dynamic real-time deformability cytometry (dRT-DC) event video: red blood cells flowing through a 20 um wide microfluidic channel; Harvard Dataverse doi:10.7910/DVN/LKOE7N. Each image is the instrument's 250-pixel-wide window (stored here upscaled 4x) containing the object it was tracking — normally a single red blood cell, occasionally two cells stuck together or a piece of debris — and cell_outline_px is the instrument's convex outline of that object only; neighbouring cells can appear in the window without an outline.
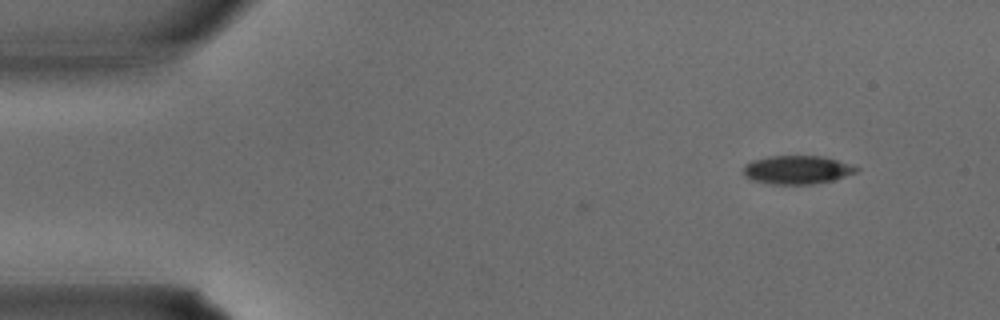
{"species": "common noctule bat (a hibernating species)", "species_latin": "Nyctalus noctula", "temperature_condition": "warm", "stored_images_in_passage": 25, "camera_frame_rate_fps": 3000, "um_per_image_px": 0.085, "animal": {"sex": "male", "body_mass_g": 15.6}, "frame": {"image": 1, "passage_image": 1, "time_ms": 0.0, "image_size_px": [1000, 320], "cell_outline_px": [[860, 168], [856, 172], [832, 180], [812, 184], [772, 184], [752, 180], [744, 176], [744, 164], [752, 160], [768, 156], [824, 156], [852, 164]], "centroid_in_image_um": [67.74, 14.42], "position_along_channel_um": 17.3, "area_um2": 18.79}}
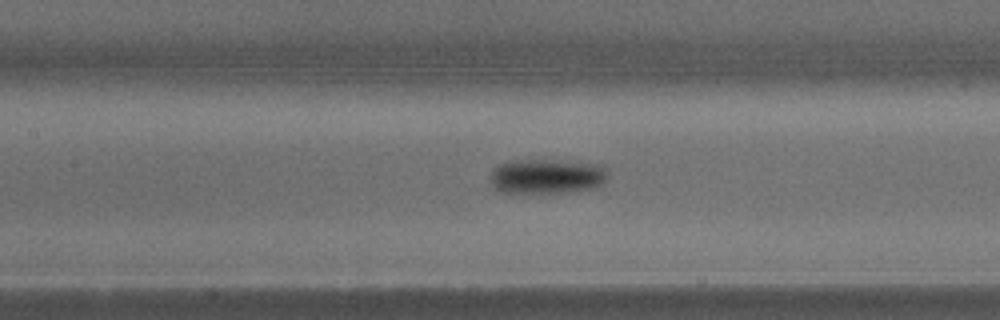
{"frame": {"image": 2, "passage_image": 13, "time_ms": 4.0, "image_size_px": [1000, 320], "cell_outline_px": [[608, 176], [600, 184], [588, 188], [568, 192], [500, 192], [492, 188], [492, 168], [500, 164], [516, 160], [548, 160], [604, 164], [608, 172]], "centroid_in_image_um": [46.48, 14.97], "position_along_channel_um": 160.9, "area_um2": 23.58}}
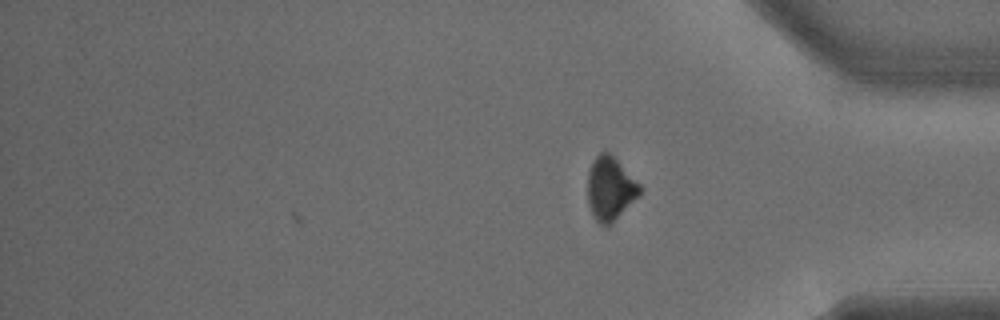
{"frame": {"image": 3, "passage_image": 25, "time_ms": 8.0, "image_size_px": [1000, 320], "cell_outline_px": [[644, 188], [640, 196], [608, 224], [600, 224], [592, 216], [588, 204], [588, 172], [592, 160], [600, 152], [608, 152]], "centroid_in_image_um": [51.86, 16.01], "position_along_channel_um": 383.3, "area_um2": 19.02}}